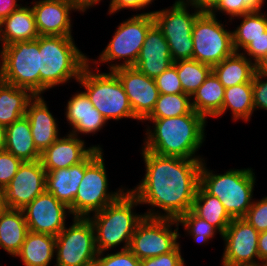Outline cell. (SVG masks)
<instances>
[{
    "label": "cell",
    "mask_w": 267,
    "mask_h": 266,
    "mask_svg": "<svg viewBox=\"0 0 267 266\" xmlns=\"http://www.w3.org/2000/svg\"><path fill=\"white\" fill-rule=\"evenodd\" d=\"M180 243L171 251L156 257L145 258L140 266H185L184 258L181 256Z\"/></svg>",
    "instance_id": "obj_42"
},
{
    "label": "cell",
    "mask_w": 267,
    "mask_h": 266,
    "mask_svg": "<svg viewBox=\"0 0 267 266\" xmlns=\"http://www.w3.org/2000/svg\"><path fill=\"white\" fill-rule=\"evenodd\" d=\"M22 4H17V0H0V21L8 17L14 10Z\"/></svg>",
    "instance_id": "obj_47"
},
{
    "label": "cell",
    "mask_w": 267,
    "mask_h": 266,
    "mask_svg": "<svg viewBox=\"0 0 267 266\" xmlns=\"http://www.w3.org/2000/svg\"><path fill=\"white\" fill-rule=\"evenodd\" d=\"M22 210L29 231L54 237L66 227L65 219L71 214L65 204L46 190Z\"/></svg>",
    "instance_id": "obj_16"
},
{
    "label": "cell",
    "mask_w": 267,
    "mask_h": 266,
    "mask_svg": "<svg viewBox=\"0 0 267 266\" xmlns=\"http://www.w3.org/2000/svg\"><path fill=\"white\" fill-rule=\"evenodd\" d=\"M98 253L94 266H140L139 260L129 248L115 253Z\"/></svg>",
    "instance_id": "obj_38"
},
{
    "label": "cell",
    "mask_w": 267,
    "mask_h": 266,
    "mask_svg": "<svg viewBox=\"0 0 267 266\" xmlns=\"http://www.w3.org/2000/svg\"><path fill=\"white\" fill-rule=\"evenodd\" d=\"M173 64L168 43L162 31L154 24L147 32L145 41L133 67L155 79Z\"/></svg>",
    "instance_id": "obj_20"
},
{
    "label": "cell",
    "mask_w": 267,
    "mask_h": 266,
    "mask_svg": "<svg viewBox=\"0 0 267 266\" xmlns=\"http://www.w3.org/2000/svg\"><path fill=\"white\" fill-rule=\"evenodd\" d=\"M85 174V159L69 168L46 172V191L65 204L73 215V202Z\"/></svg>",
    "instance_id": "obj_23"
},
{
    "label": "cell",
    "mask_w": 267,
    "mask_h": 266,
    "mask_svg": "<svg viewBox=\"0 0 267 266\" xmlns=\"http://www.w3.org/2000/svg\"><path fill=\"white\" fill-rule=\"evenodd\" d=\"M186 6H191L201 13H210L220 2V0H179Z\"/></svg>",
    "instance_id": "obj_46"
},
{
    "label": "cell",
    "mask_w": 267,
    "mask_h": 266,
    "mask_svg": "<svg viewBox=\"0 0 267 266\" xmlns=\"http://www.w3.org/2000/svg\"><path fill=\"white\" fill-rule=\"evenodd\" d=\"M152 122L147 126L143 149L157 155L204 160L197 154L205 141L207 120L193 111L186 115L163 119H145Z\"/></svg>",
    "instance_id": "obj_2"
},
{
    "label": "cell",
    "mask_w": 267,
    "mask_h": 266,
    "mask_svg": "<svg viewBox=\"0 0 267 266\" xmlns=\"http://www.w3.org/2000/svg\"><path fill=\"white\" fill-rule=\"evenodd\" d=\"M23 210L5 208L0 213V247L15 257L28 233Z\"/></svg>",
    "instance_id": "obj_26"
},
{
    "label": "cell",
    "mask_w": 267,
    "mask_h": 266,
    "mask_svg": "<svg viewBox=\"0 0 267 266\" xmlns=\"http://www.w3.org/2000/svg\"><path fill=\"white\" fill-rule=\"evenodd\" d=\"M5 150L12 153L22 162L40 160L41 152L34 144L30 122L26 115L6 126Z\"/></svg>",
    "instance_id": "obj_25"
},
{
    "label": "cell",
    "mask_w": 267,
    "mask_h": 266,
    "mask_svg": "<svg viewBox=\"0 0 267 266\" xmlns=\"http://www.w3.org/2000/svg\"><path fill=\"white\" fill-rule=\"evenodd\" d=\"M73 223L56 236V266H94L98 255L95 230L89 218L73 217Z\"/></svg>",
    "instance_id": "obj_11"
},
{
    "label": "cell",
    "mask_w": 267,
    "mask_h": 266,
    "mask_svg": "<svg viewBox=\"0 0 267 266\" xmlns=\"http://www.w3.org/2000/svg\"><path fill=\"white\" fill-rule=\"evenodd\" d=\"M255 71L256 67L253 61L241 52H235L212 67V72L224 88L242 83H252Z\"/></svg>",
    "instance_id": "obj_28"
},
{
    "label": "cell",
    "mask_w": 267,
    "mask_h": 266,
    "mask_svg": "<svg viewBox=\"0 0 267 266\" xmlns=\"http://www.w3.org/2000/svg\"><path fill=\"white\" fill-rule=\"evenodd\" d=\"M6 146V126L0 124V152L5 151Z\"/></svg>",
    "instance_id": "obj_51"
},
{
    "label": "cell",
    "mask_w": 267,
    "mask_h": 266,
    "mask_svg": "<svg viewBox=\"0 0 267 266\" xmlns=\"http://www.w3.org/2000/svg\"><path fill=\"white\" fill-rule=\"evenodd\" d=\"M259 232L244 218H233L222 239L225 243L222 265H260L258 254Z\"/></svg>",
    "instance_id": "obj_14"
},
{
    "label": "cell",
    "mask_w": 267,
    "mask_h": 266,
    "mask_svg": "<svg viewBox=\"0 0 267 266\" xmlns=\"http://www.w3.org/2000/svg\"><path fill=\"white\" fill-rule=\"evenodd\" d=\"M103 150L94 149L85 158V174L73 202V217L88 218L117 200L125 191L109 192ZM125 189V190H124Z\"/></svg>",
    "instance_id": "obj_7"
},
{
    "label": "cell",
    "mask_w": 267,
    "mask_h": 266,
    "mask_svg": "<svg viewBox=\"0 0 267 266\" xmlns=\"http://www.w3.org/2000/svg\"><path fill=\"white\" fill-rule=\"evenodd\" d=\"M56 248V237L28 231L23 245L15 257L25 266H49Z\"/></svg>",
    "instance_id": "obj_27"
},
{
    "label": "cell",
    "mask_w": 267,
    "mask_h": 266,
    "mask_svg": "<svg viewBox=\"0 0 267 266\" xmlns=\"http://www.w3.org/2000/svg\"><path fill=\"white\" fill-rule=\"evenodd\" d=\"M264 1L266 0H220L210 14L217 16V12H222L232 20L244 14L261 11Z\"/></svg>",
    "instance_id": "obj_37"
},
{
    "label": "cell",
    "mask_w": 267,
    "mask_h": 266,
    "mask_svg": "<svg viewBox=\"0 0 267 266\" xmlns=\"http://www.w3.org/2000/svg\"><path fill=\"white\" fill-rule=\"evenodd\" d=\"M66 106L65 115L67 123L72 128L69 131L72 135L79 137L80 133V135L95 134L107 123L83 91L72 95Z\"/></svg>",
    "instance_id": "obj_22"
},
{
    "label": "cell",
    "mask_w": 267,
    "mask_h": 266,
    "mask_svg": "<svg viewBox=\"0 0 267 266\" xmlns=\"http://www.w3.org/2000/svg\"><path fill=\"white\" fill-rule=\"evenodd\" d=\"M40 95L55 86L79 80L89 63L72 36H39Z\"/></svg>",
    "instance_id": "obj_3"
},
{
    "label": "cell",
    "mask_w": 267,
    "mask_h": 266,
    "mask_svg": "<svg viewBox=\"0 0 267 266\" xmlns=\"http://www.w3.org/2000/svg\"><path fill=\"white\" fill-rule=\"evenodd\" d=\"M243 218L259 233L267 231V196L261 200H253L251 207Z\"/></svg>",
    "instance_id": "obj_40"
},
{
    "label": "cell",
    "mask_w": 267,
    "mask_h": 266,
    "mask_svg": "<svg viewBox=\"0 0 267 266\" xmlns=\"http://www.w3.org/2000/svg\"><path fill=\"white\" fill-rule=\"evenodd\" d=\"M191 210L215 226L221 234L225 232L233 218L225 210L221 201L208 194L200 185L197 189Z\"/></svg>",
    "instance_id": "obj_31"
},
{
    "label": "cell",
    "mask_w": 267,
    "mask_h": 266,
    "mask_svg": "<svg viewBox=\"0 0 267 266\" xmlns=\"http://www.w3.org/2000/svg\"><path fill=\"white\" fill-rule=\"evenodd\" d=\"M79 12H85L94 5L96 6L101 0H66Z\"/></svg>",
    "instance_id": "obj_49"
},
{
    "label": "cell",
    "mask_w": 267,
    "mask_h": 266,
    "mask_svg": "<svg viewBox=\"0 0 267 266\" xmlns=\"http://www.w3.org/2000/svg\"><path fill=\"white\" fill-rule=\"evenodd\" d=\"M225 88L213 72L191 96L193 110L207 117H215L221 112Z\"/></svg>",
    "instance_id": "obj_29"
},
{
    "label": "cell",
    "mask_w": 267,
    "mask_h": 266,
    "mask_svg": "<svg viewBox=\"0 0 267 266\" xmlns=\"http://www.w3.org/2000/svg\"><path fill=\"white\" fill-rule=\"evenodd\" d=\"M255 177L252 168H233L224 174H214L207 169L205 160L200 168V186L217 197L232 218H243L251 207Z\"/></svg>",
    "instance_id": "obj_5"
},
{
    "label": "cell",
    "mask_w": 267,
    "mask_h": 266,
    "mask_svg": "<svg viewBox=\"0 0 267 266\" xmlns=\"http://www.w3.org/2000/svg\"><path fill=\"white\" fill-rule=\"evenodd\" d=\"M3 81L2 79V73H1V69H0V83Z\"/></svg>",
    "instance_id": "obj_55"
},
{
    "label": "cell",
    "mask_w": 267,
    "mask_h": 266,
    "mask_svg": "<svg viewBox=\"0 0 267 266\" xmlns=\"http://www.w3.org/2000/svg\"><path fill=\"white\" fill-rule=\"evenodd\" d=\"M154 80L160 94L184 93L174 62Z\"/></svg>",
    "instance_id": "obj_39"
},
{
    "label": "cell",
    "mask_w": 267,
    "mask_h": 266,
    "mask_svg": "<svg viewBox=\"0 0 267 266\" xmlns=\"http://www.w3.org/2000/svg\"><path fill=\"white\" fill-rule=\"evenodd\" d=\"M258 254L262 264H267V231L261 232L258 238Z\"/></svg>",
    "instance_id": "obj_48"
},
{
    "label": "cell",
    "mask_w": 267,
    "mask_h": 266,
    "mask_svg": "<svg viewBox=\"0 0 267 266\" xmlns=\"http://www.w3.org/2000/svg\"><path fill=\"white\" fill-rule=\"evenodd\" d=\"M154 24L152 11L132 15V17L119 24L112 39L100 53L99 59H89V63L95 65L94 67L98 66V62L101 64L109 63L110 71L120 67L134 66L146 34ZM121 59H123V63H111Z\"/></svg>",
    "instance_id": "obj_8"
},
{
    "label": "cell",
    "mask_w": 267,
    "mask_h": 266,
    "mask_svg": "<svg viewBox=\"0 0 267 266\" xmlns=\"http://www.w3.org/2000/svg\"><path fill=\"white\" fill-rule=\"evenodd\" d=\"M228 109L232 112V120H250L254 112L252 83L225 88L222 109L216 117L223 116Z\"/></svg>",
    "instance_id": "obj_32"
},
{
    "label": "cell",
    "mask_w": 267,
    "mask_h": 266,
    "mask_svg": "<svg viewBox=\"0 0 267 266\" xmlns=\"http://www.w3.org/2000/svg\"><path fill=\"white\" fill-rule=\"evenodd\" d=\"M22 161L12 153L0 152V190H3L17 173Z\"/></svg>",
    "instance_id": "obj_41"
},
{
    "label": "cell",
    "mask_w": 267,
    "mask_h": 266,
    "mask_svg": "<svg viewBox=\"0 0 267 266\" xmlns=\"http://www.w3.org/2000/svg\"><path fill=\"white\" fill-rule=\"evenodd\" d=\"M256 73L267 75V53L255 64Z\"/></svg>",
    "instance_id": "obj_50"
},
{
    "label": "cell",
    "mask_w": 267,
    "mask_h": 266,
    "mask_svg": "<svg viewBox=\"0 0 267 266\" xmlns=\"http://www.w3.org/2000/svg\"><path fill=\"white\" fill-rule=\"evenodd\" d=\"M103 150L100 145L85 146L84 140L72 134L59 137L41 153V163L46 172L69 168L82 162L94 149Z\"/></svg>",
    "instance_id": "obj_19"
},
{
    "label": "cell",
    "mask_w": 267,
    "mask_h": 266,
    "mask_svg": "<svg viewBox=\"0 0 267 266\" xmlns=\"http://www.w3.org/2000/svg\"><path fill=\"white\" fill-rule=\"evenodd\" d=\"M148 6L144 0H110L108 14L113 15L125 9L137 11Z\"/></svg>",
    "instance_id": "obj_45"
},
{
    "label": "cell",
    "mask_w": 267,
    "mask_h": 266,
    "mask_svg": "<svg viewBox=\"0 0 267 266\" xmlns=\"http://www.w3.org/2000/svg\"><path fill=\"white\" fill-rule=\"evenodd\" d=\"M225 28L216 16L201 13L192 28V59L213 67L233 55L236 51L232 31Z\"/></svg>",
    "instance_id": "obj_10"
},
{
    "label": "cell",
    "mask_w": 267,
    "mask_h": 266,
    "mask_svg": "<svg viewBox=\"0 0 267 266\" xmlns=\"http://www.w3.org/2000/svg\"><path fill=\"white\" fill-rule=\"evenodd\" d=\"M267 75L254 73L252 78L253 106L254 111L258 109L267 110ZM264 79V80H262Z\"/></svg>",
    "instance_id": "obj_43"
},
{
    "label": "cell",
    "mask_w": 267,
    "mask_h": 266,
    "mask_svg": "<svg viewBox=\"0 0 267 266\" xmlns=\"http://www.w3.org/2000/svg\"><path fill=\"white\" fill-rule=\"evenodd\" d=\"M34 95L25 88L0 83V124L11 125L16 120L25 116L29 101Z\"/></svg>",
    "instance_id": "obj_30"
},
{
    "label": "cell",
    "mask_w": 267,
    "mask_h": 266,
    "mask_svg": "<svg viewBox=\"0 0 267 266\" xmlns=\"http://www.w3.org/2000/svg\"><path fill=\"white\" fill-rule=\"evenodd\" d=\"M178 231L176 219L144 216L135 228L129 249L139 260L171 252L179 244Z\"/></svg>",
    "instance_id": "obj_13"
},
{
    "label": "cell",
    "mask_w": 267,
    "mask_h": 266,
    "mask_svg": "<svg viewBox=\"0 0 267 266\" xmlns=\"http://www.w3.org/2000/svg\"><path fill=\"white\" fill-rule=\"evenodd\" d=\"M91 66L88 63L84 67L77 82L85 89L84 93L95 109L107 122L122 118L138 120L117 75L113 71L101 73L98 67H94L96 71H93Z\"/></svg>",
    "instance_id": "obj_6"
},
{
    "label": "cell",
    "mask_w": 267,
    "mask_h": 266,
    "mask_svg": "<svg viewBox=\"0 0 267 266\" xmlns=\"http://www.w3.org/2000/svg\"><path fill=\"white\" fill-rule=\"evenodd\" d=\"M39 37L32 41L15 42L0 48V69L3 82L28 89L40 95Z\"/></svg>",
    "instance_id": "obj_9"
},
{
    "label": "cell",
    "mask_w": 267,
    "mask_h": 266,
    "mask_svg": "<svg viewBox=\"0 0 267 266\" xmlns=\"http://www.w3.org/2000/svg\"><path fill=\"white\" fill-rule=\"evenodd\" d=\"M139 204L137 197L127 189L117 200L88 217L94 226L99 253L122 243L121 250L129 248L135 228L144 218V214L134 212Z\"/></svg>",
    "instance_id": "obj_4"
},
{
    "label": "cell",
    "mask_w": 267,
    "mask_h": 266,
    "mask_svg": "<svg viewBox=\"0 0 267 266\" xmlns=\"http://www.w3.org/2000/svg\"><path fill=\"white\" fill-rule=\"evenodd\" d=\"M193 111L191 96L188 94H160L151 114L146 119L172 118Z\"/></svg>",
    "instance_id": "obj_35"
},
{
    "label": "cell",
    "mask_w": 267,
    "mask_h": 266,
    "mask_svg": "<svg viewBox=\"0 0 267 266\" xmlns=\"http://www.w3.org/2000/svg\"><path fill=\"white\" fill-rule=\"evenodd\" d=\"M32 11L39 36H72L71 12L77 11L66 0H37Z\"/></svg>",
    "instance_id": "obj_18"
},
{
    "label": "cell",
    "mask_w": 267,
    "mask_h": 266,
    "mask_svg": "<svg viewBox=\"0 0 267 266\" xmlns=\"http://www.w3.org/2000/svg\"><path fill=\"white\" fill-rule=\"evenodd\" d=\"M141 151L145 175L130 191L137 197L140 205L151 206L144 213L145 217L178 220L192 208L200 185L203 160L161 156L143 148ZM155 208L159 210L155 211Z\"/></svg>",
    "instance_id": "obj_1"
},
{
    "label": "cell",
    "mask_w": 267,
    "mask_h": 266,
    "mask_svg": "<svg viewBox=\"0 0 267 266\" xmlns=\"http://www.w3.org/2000/svg\"><path fill=\"white\" fill-rule=\"evenodd\" d=\"M3 191L0 190V213L5 209Z\"/></svg>",
    "instance_id": "obj_52"
},
{
    "label": "cell",
    "mask_w": 267,
    "mask_h": 266,
    "mask_svg": "<svg viewBox=\"0 0 267 266\" xmlns=\"http://www.w3.org/2000/svg\"><path fill=\"white\" fill-rule=\"evenodd\" d=\"M148 5L152 4V2H154V0H144Z\"/></svg>",
    "instance_id": "obj_54"
},
{
    "label": "cell",
    "mask_w": 267,
    "mask_h": 266,
    "mask_svg": "<svg viewBox=\"0 0 267 266\" xmlns=\"http://www.w3.org/2000/svg\"><path fill=\"white\" fill-rule=\"evenodd\" d=\"M178 223L184 227V230L187 231L189 236H192L195 242L209 243L208 241L215 237L216 232L221 235L219 230L211 225L209 222L203 218L198 217L192 210L187 211L179 219Z\"/></svg>",
    "instance_id": "obj_36"
},
{
    "label": "cell",
    "mask_w": 267,
    "mask_h": 266,
    "mask_svg": "<svg viewBox=\"0 0 267 266\" xmlns=\"http://www.w3.org/2000/svg\"><path fill=\"white\" fill-rule=\"evenodd\" d=\"M222 266H230V265H222ZM244 266H267V264H260V265H244Z\"/></svg>",
    "instance_id": "obj_53"
},
{
    "label": "cell",
    "mask_w": 267,
    "mask_h": 266,
    "mask_svg": "<svg viewBox=\"0 0 267 266\" xmlns=\"http://www.w3.org/2000/svg\"><path fill=\"white\" fill-rule=\"evenodd\" d=\"M38 37L34 13L30 6L21 5L0 21V47L36 40Z\"/></svg>",
    "instance_id": "obj_24"
},
{
    "label": "cell",
    "mask_w": 267,
    "mask_h": 266,
    "mask_svg": "<svg viewBox=\"0 0 267 266\" xmlns=\"http://www.w3.org/2000/svg\"><path fill=\"white\" fill-rule=\"evenodd\" d=\"M113 72L123 85L134 116L144 122L151 114L160 95L155 80L133 66L120 67L114 69Z\"/></svg>",
    "instance_id": "obj_17"
},
{
    "label": "cell",
    "mask_w": 267,
    "mask_h": 266,
    "mask_svg": "<svg viewBox=\"0 0 267 266\" xmlns=\"http://www.w3.org/2000/svg\"><path fill=\"white\" fill-rule=\"evenodd\" d=\"M25 115L30 122L34 144L42 153L60 137L58 121L42 95H36L29 101Z\"/></svg>",
    "instance_id": "obj_21"
},
{
    "label": "cell",
    "mask_w": 267,
    "mask_h": 266,
    "mask_svg": "<svg viewBox=\"0 0 267 266\" xmlns=\"http://www.w3.org/2000/svg\"><path fill=\"white\" fill-rule=\"evenodd\" d=\"M237 18H242V21L232 31V38L235 51L240 52L241 49L244 50L253 40L265 36L267 15L261 11H256Z\"/></svg>",
    "instance_id": "obj_33"
},
{
    "label": "cell",
    "mask_w": 267,
    "mask_h": 266,
    "mask_svg": "<svg viewBox=\"0 0 267 266\" xmlns=\"http://www.w3.org/2000/svg\"><path fill=\"white\" fill-rule=\"evenodd\" d=\"M188 8L176 0L170 8L152 11L155 24L168 43L173 62L192 59L193 56L192 28L201 12L195 9L190 14Z\"/></svg>",
    "instance_id": "obj_12"
},
{
    "label": "cell",
    "mask_w": 267,
    "mask_h": 266,
    "mask_svg": "<svg viewBox=\"0 0 267 266\" xmlns=\"http://www.w3.org/2000/svg\"><path fill=\"white\" fill-rule=\"evenodd\" d=\"M45 184L46 170L41 160L22 162L15 176L2 190L5 207L22 210L46 190Z\"/></svg>",
    "instance_id": "obj_15"
},
{
    "label": "cell",
    "mask_w": 267,
    "mask_h": 266,
    "mask_svg": "<svg viewBox=\"0 0 267 266\" xmlns=\"http://www.w3.org/2000/svg\"><path fill=\"white\" fill-rule=\"evenodd\" d=\"M174 63L183 92L189 96L194 94L212 72L211 66L194 59L178 60Z\"/></svg>",
    "instance_id": "obj_34"
},
{
    "label": "cell",
    "mask_w": 267,
    "mask_h": 266,
    "mask_svg": "<svg viewBox=\"0 0 267 266\" xmlns=\"http://www.w3.org/2000/svg\"><path fill=\"white\" fill-rule=\"evenodd\" d=\"M243 51L241 53L256 64L267 53V30L265 36L253 40Z\"/></svg>",
    "instance_id": "obj_44"
}]
</instances>
